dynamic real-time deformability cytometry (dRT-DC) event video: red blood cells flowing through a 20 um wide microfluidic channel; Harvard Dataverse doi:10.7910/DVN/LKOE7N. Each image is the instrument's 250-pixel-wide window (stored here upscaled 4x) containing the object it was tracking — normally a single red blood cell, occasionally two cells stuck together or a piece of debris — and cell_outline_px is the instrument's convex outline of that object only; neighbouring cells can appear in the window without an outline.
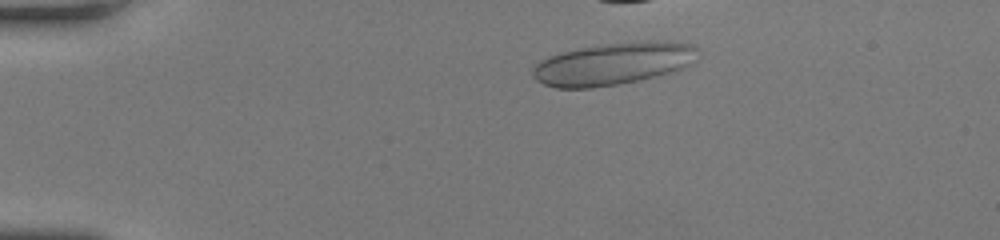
{"species": "human", "species_latin": "Homo sapiens", "temperature_condition": "room temperature", "stored_images_in_passage": 40, "camera_frame_rate_fps": 3000, "um_per_image_px": 0.085, "donor": {"sex": "female"}, "frame": {"image": 1, "passage_image": 9, "time_ms": 2.667, "image_size_px": [1000, 240], "cell_outline_px": [[696, 48], [688, 64], [680, 68], [668, 72], [636, 80], [616, 84], [592, 88], [556, 88], [544, 84], [536, 80], [532, 76], [532, 68], [540, 60], [548, 56], [580, 48], [608, 44], [688, 44]], "centroid_in_image_um": [51.88, 5.48], "position_along_channel_um": 33.1, "area_um2": 38.32}}
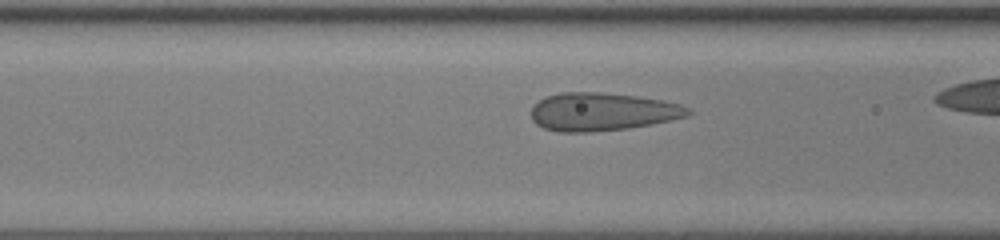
{"frame": {"image": 2, "passage_image": 20, "time_ms": 6.333, "image_size_px": [1000, 240], "cell_outline_px": [[692, 112], [688, 116], [628, 128], [592, 132], [560, 132], [544, 128], [536, 124], [532, 120], [532, 104], [548, 96], [560, 92], [600, 92], [636, 96], [660, 100], [680, 104], [688, 108]], "centroid_in_image_um": [51.14, 9.5], "position_along_channel_um": 115.5, "area_um2": 34.56}}
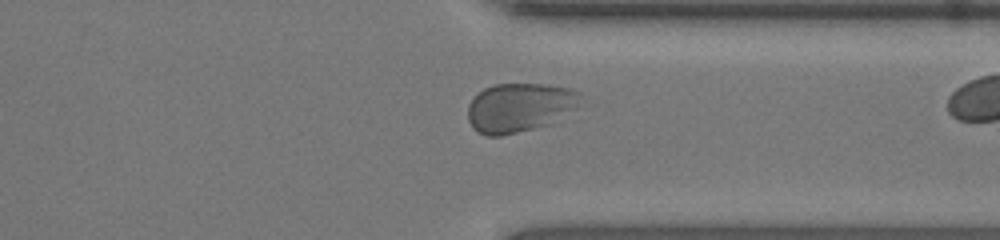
{"frame": {"image": 3, "passage_image": 39, "time_ms": 12.667, "image_size_px": [1000, 240], "cell_outline_px": [[584, 104], [552, 124], [500, 136], [488, 136], [476, 132], [472, 128], [468, 120], [468, 104], [484, 88], [496, 84], [544, 84], [568, 88], [580, 92]], "centroid_in_image_um": [44.22, 9.15], "position_along_channel_um": 367.2, "area_um2": 32.71}}